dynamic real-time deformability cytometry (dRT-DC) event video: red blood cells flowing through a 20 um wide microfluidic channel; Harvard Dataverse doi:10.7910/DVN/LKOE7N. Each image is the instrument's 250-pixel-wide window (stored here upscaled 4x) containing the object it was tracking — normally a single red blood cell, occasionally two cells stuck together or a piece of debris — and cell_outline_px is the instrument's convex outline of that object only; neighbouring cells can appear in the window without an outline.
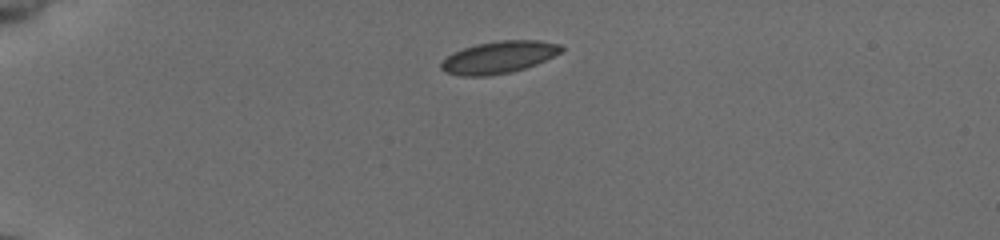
{"species": "common noctule bat (a hibernating species)", "species_latin": "Nyctalus noctula", "temperature_condition": "cold", "stored_images_in_passage": 41, "camera_frame_rate_fps": 3000, "um_per_image_px": 0.085, "animal": {"sex": "female", "body_mass_g": 19.5, "forearm_length_mm": 54.1}, "frame": {"image": 1, "passage_image": 1, "time_ms": 0.0, "image_size_px": [1000, 240], "cell_outline_px": [[564, 48], [560, 52], [536, 64], [524, 68], [508, 72], [484, 76], [460, 76], [448, 72], [440, 68], [440, 64], [452, 52], [476, 44], [500, 40], [540, 40], [560, 44]], "centroid_in_image_um": [42.39, 4.85], "position_along_channel_um": 42.6, "area_um2": 22.2}}
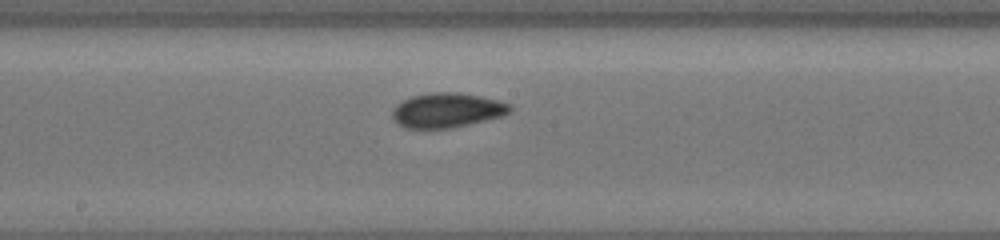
{"frame": {"image": 2, "passage_image": 18, "time_ms": 5.667, "image_size_px": [1000, 240], "cell_outline_px": [[512, 108], [508, 112], [500, 116], [452, 128], [404, 128], [392, 120], [392, 108], [396, 104], [412, 96], [432, 92], [456, 92], [480, 96], [512, 104]], "centroid_in_image_um": [37.94, 9.37], "position_along_channel_um": 210.3, "area_um2": 23.64}}
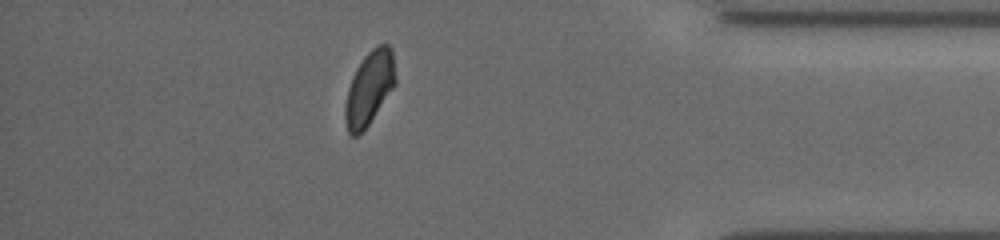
{"frame": {"image": 3, "passage_image": 35, "time_ms": 11.333, "image_size_px": [1000, 240], "cell_outline_px": [[396, 84], [368, 124], [356, 136], [352, 136], [348, 132], [344, 120], [344, 108], [348, 88], [352, 76], [356, 68], [364, 56], [376, 44], [388, 44], [392, 48], [396, 80]], "centroid_in_image_um": [31.39, 7.45], "position_along_channel_um": 403.8, "area_um2": 21.56}, "authors_computed_cell_mechanics": {"area_um2": 22.542, "velocity_mm_per_s": 3.8764, "shape_relaxation_time_tau1_ms": 2.5346, "shape_relaxation_time_tau2_ms": 0.5448, "deformation_change_tau1": 0.0995, "deformation_change_tau2": 0.04}}